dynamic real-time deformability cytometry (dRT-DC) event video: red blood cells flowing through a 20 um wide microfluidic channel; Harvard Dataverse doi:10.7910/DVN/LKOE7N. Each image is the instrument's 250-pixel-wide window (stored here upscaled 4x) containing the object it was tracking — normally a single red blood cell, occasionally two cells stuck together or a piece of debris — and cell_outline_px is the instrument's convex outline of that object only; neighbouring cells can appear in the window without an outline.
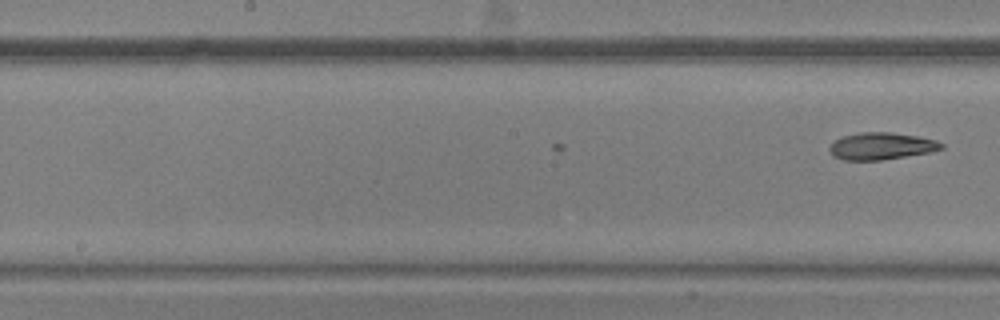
{"species": "common noctule bat (a hibernating species)", "species_latin": "Nyctalus noctula", "temperature_condition": "warm", "stored_images_in_passage": 17, "camera_frame_rate_fps": 3000, "um_per_image_px": 0.085, "animal": {"sex": "male", "body_mass_g": 20.5, "forearm_length_mm": 52.5}, "frame": {"image": 1, "passage_image": 17, "time_ms": 5.333, "image_size_px": [1000, 320], "cell_outline_px": [[944, 148], [928, 152], [880, 160], [844, 160], [832, 156], [828, 148], [836, 140], [844, 136], [860, 132], [892, 132], [916, 136], [936, 140], [944, 144]], "centroid_in_image_um": [74.9, 12.41], "position_along_channel_um": 173.3, "area_um2": 17.46}}